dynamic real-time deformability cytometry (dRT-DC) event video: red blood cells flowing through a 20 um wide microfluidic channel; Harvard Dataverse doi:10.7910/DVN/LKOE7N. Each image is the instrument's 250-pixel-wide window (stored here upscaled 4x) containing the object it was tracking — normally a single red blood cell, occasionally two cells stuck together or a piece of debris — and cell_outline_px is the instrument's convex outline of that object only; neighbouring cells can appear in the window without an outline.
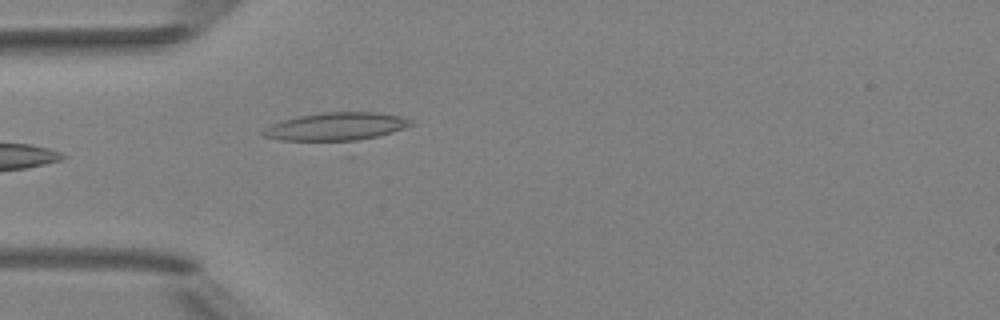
{"species": "Egyptian fruit bat (a non-hibernating species)", "species_latin": "Rousettus aegyptiacus", "temperature_condition": "room temperature", "stored_images_in_passage": 5, "camera_frame_rate_fps": 3000, "um_per_image_px": 0.085, "animal": {"sex": "female"}, "frame": {"image": 1, "passage_image": 5, "time_ms": 4.333, "image_size_px": [1000, 320], "cell_outline_px": [[416, 124], [348, 156], [344, 156], [264, 136], [260, 132], [272, 124], [284, 120], [300, 116], [324, 112], [380, 112], [400, 116], [412, 120]], "centroid_in_image_um": [28.76, 11.09], "position_along_channel_um": 56.2, "area_um2": 30.92}}